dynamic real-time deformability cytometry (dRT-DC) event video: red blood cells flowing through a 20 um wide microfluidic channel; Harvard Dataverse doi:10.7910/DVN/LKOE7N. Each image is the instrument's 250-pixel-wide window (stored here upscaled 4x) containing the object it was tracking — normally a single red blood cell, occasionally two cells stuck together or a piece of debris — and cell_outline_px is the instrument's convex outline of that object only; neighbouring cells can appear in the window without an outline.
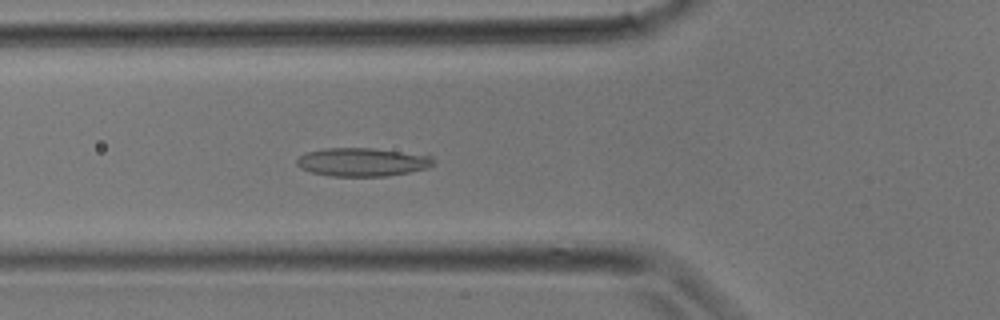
{"species": "common noctule bat (a hibernating species)", "species_latin": "Nyctalus noctula", "temperature_condition": "room temperature", "stored_images_in_passage": 23, "camera_frame_rate_fps": 3000, "um_per_image_px": 0.085, "animal": {"sex": "male", "body_mass_g": 17.9}, "frame": {"image": 1, "passage_image": 2, "time_ms": 0.333, "image_size_px": [1000, 320], "cell_outline_px": [[436, 164], [428, 168], [408, 172], [384, 176], [332, 176], [312, 172], [300, 168], [296, 164], [296, 160], [304, 152], [324, 148], [372, 148], [428, 152], [436, 160]], "centroid_in_image_um": [30.93, 13.74], "position_along_channel_um": 94.9, "area_um2": 23.41}}
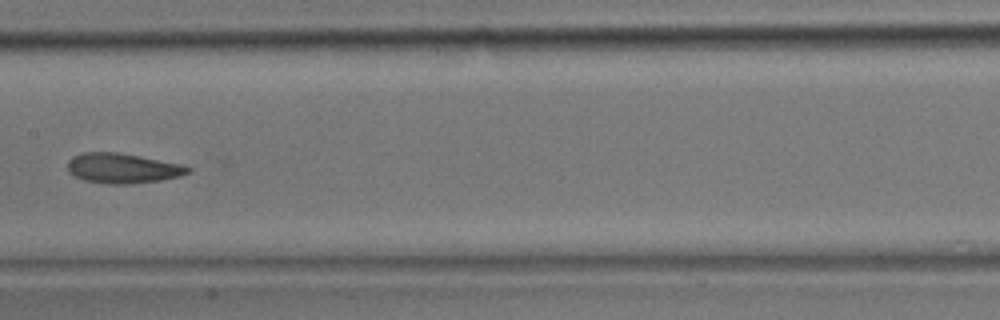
{"frame": {"image": 2, "passage_image": 7, "time_ms": 2.0, "image_size_px": [1000, 320], "cell_outline_px": [[192, 172], [180, 176], [160, 180], [128, 184], [112, 184], [84, 180], [68, 172], [68, 160], [72, 156], [84, 152], [116, 152], [140, 156], [180, 164], [192, 168]], "centroid_in_image_um": [10.43, 14.29], "position_along_channel_um": 197.0, "area_um2": 20.92}}
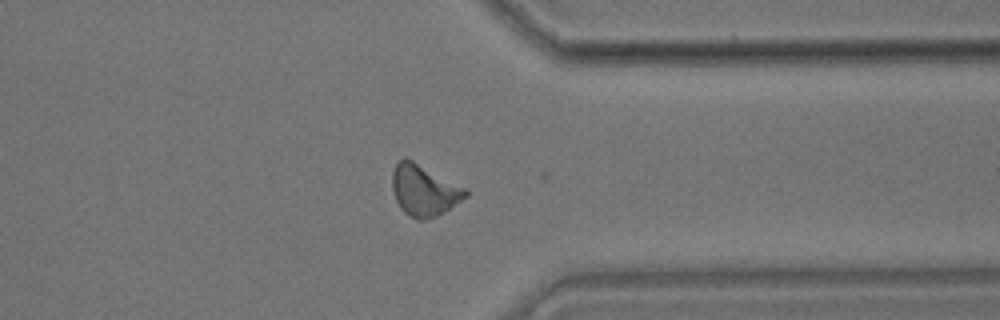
{"frame": {"image": 3, "passage_image": 16, "time_ms": 5.0, "image_size_px": [1000, 320], "cell_outline_px": [[468, 196], [444, 212], [436, 216], [424, 220], [420, 220], [408, 216], [400, 208], [396, 200], [392, 188], [392, 172], [396, 164], [400, 160], [412, 160], [468, 188]], "centroid_in_image_um": [36.07, 16.2], "position_along_channel_um": 375.3, "area_um2": 21.85}}